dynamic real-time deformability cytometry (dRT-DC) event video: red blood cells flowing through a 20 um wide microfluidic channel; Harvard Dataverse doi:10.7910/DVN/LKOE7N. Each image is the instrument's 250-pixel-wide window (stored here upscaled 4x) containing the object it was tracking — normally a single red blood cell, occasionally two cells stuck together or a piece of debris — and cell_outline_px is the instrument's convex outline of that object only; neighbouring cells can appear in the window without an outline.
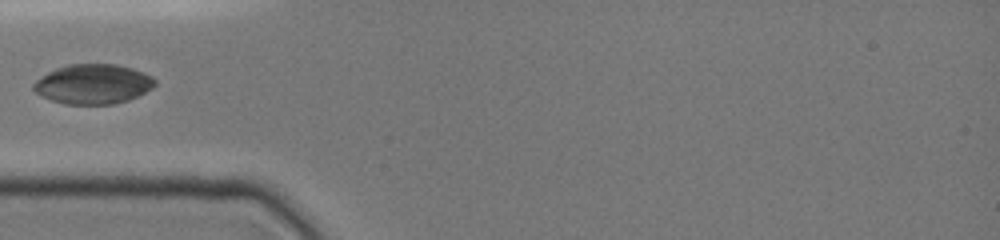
{"species": "common noctule bat (a hibernating species)", "species_latin": "Nyctalus noctula", "temperature_condition": "cold", "stored_images_in_passage": 22, "camera_frame_rate_fps": 3000, "um_per_image_px": 0.085, "animal": {"sex": "female", "body_mass_g": 19.0, "forearm_length_mm": 51.5}, "frame": {"image": 1, "passage_image": 1, "time_ms": 0.0, "image_size_px": [1000, 240], "cell_outline_px": [[156, 84], [152, 88], [128, 100], [112, 104], [64, 104], [40, 96], [32, 88], [32, 84], [36, 80], [48, 72], [56, 68], [68, 64], [116, 64], [132, 68], [144, 72], [152, 76], [156, 80]], "centroid_in_image_um": [7.9, 7.14], "position_along_channel_um": 77.1, "area_um2": 28.15}}